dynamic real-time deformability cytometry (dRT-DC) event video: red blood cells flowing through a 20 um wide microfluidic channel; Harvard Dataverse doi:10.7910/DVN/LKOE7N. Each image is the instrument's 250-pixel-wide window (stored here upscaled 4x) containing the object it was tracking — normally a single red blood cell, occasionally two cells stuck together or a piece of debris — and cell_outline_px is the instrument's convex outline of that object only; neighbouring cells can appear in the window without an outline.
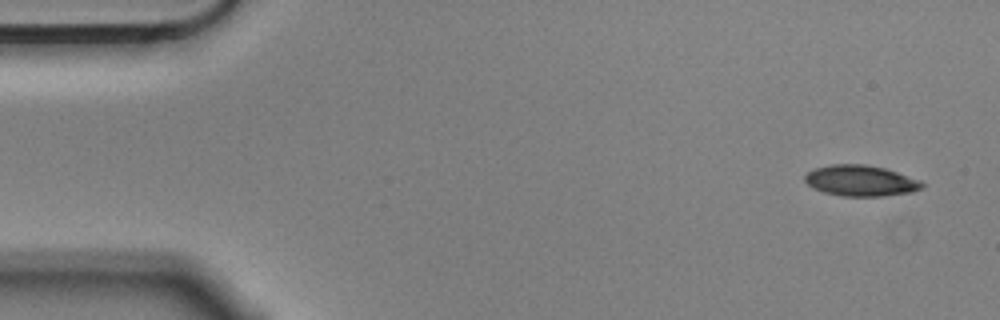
{"species": "Egyptian fruit bat (a non-hibernating species)", "species_latin": "Rousettus aegyptiacus", "temperature_condition": "cold", "stored_images_in_passage": 6, "camera_frame_rate_fps": 3000, "um_per_image_px": 0.085, "animal": {"sex": "male"}, "frame": {"image": 1, "passage_image": 1, "time_ms": 0.0, "image_size_px": [1000, 320], "cell_outline_px": [[924, 188], [912, 192], [884, 196], [840, 196], [824, 192], [812, 188], [804, 180], [804, 176], [812, 168], [832, 164], [864, 164], [884, 168], [920, 180], [924, 184]], "centroid_in_image_um": [73.14, 15.36], "position_along_channel_um": 11.9, "area_um2": 21.21}}
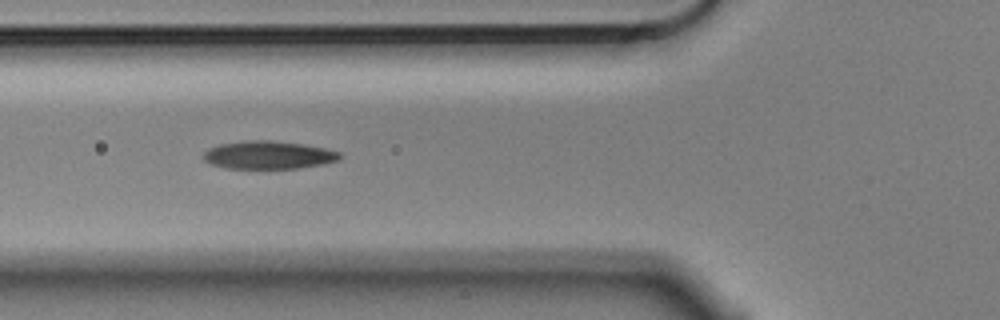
{"frame": {"image": 2, "passage_image": 5, "time_ms": 1.333, "image_size_px": [1000, 320], "cell_outline_px": [[340, 156], [336, 160], [320, 164], [296, 168], [228, 168], [212, 164], [204, 160], [204, 152], [208, 148], [220, 144], [244, 140], [268, 140], [304, 144], [324, 148], [340, 152]], "centroid_in_image_um": [22.77, 13.16], "position_along_channel_um": 103.0, "area_um2": 21.91}}
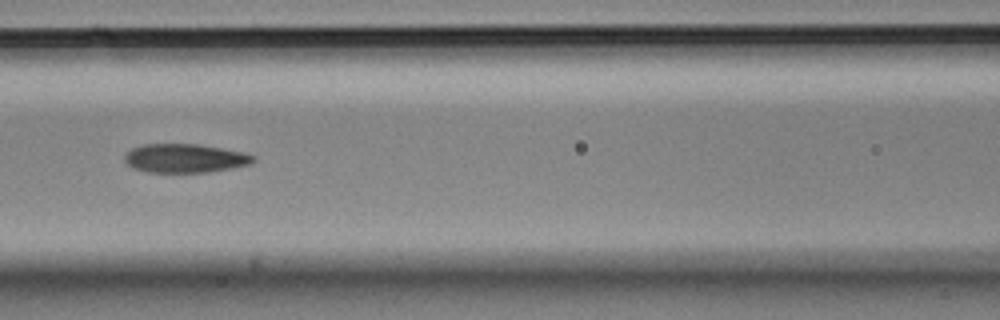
{"frame": {"image": 3, "passage_image": 6, "time_ms": 1.667, "image_size_px": [1000, 320], "cell_outline_px": [[256, 160], [252, 164], [232, 168], [208, 172], [148, 172], [132, 168], [124, 160], [124, 156], [132, 148], [144, 144], [200, 144], [244, 152], [256, 156]], "centroid_in_image_um": [15.76, 13.45], "position_along_channel_um": 150.8, "area_um2": 21.73}}